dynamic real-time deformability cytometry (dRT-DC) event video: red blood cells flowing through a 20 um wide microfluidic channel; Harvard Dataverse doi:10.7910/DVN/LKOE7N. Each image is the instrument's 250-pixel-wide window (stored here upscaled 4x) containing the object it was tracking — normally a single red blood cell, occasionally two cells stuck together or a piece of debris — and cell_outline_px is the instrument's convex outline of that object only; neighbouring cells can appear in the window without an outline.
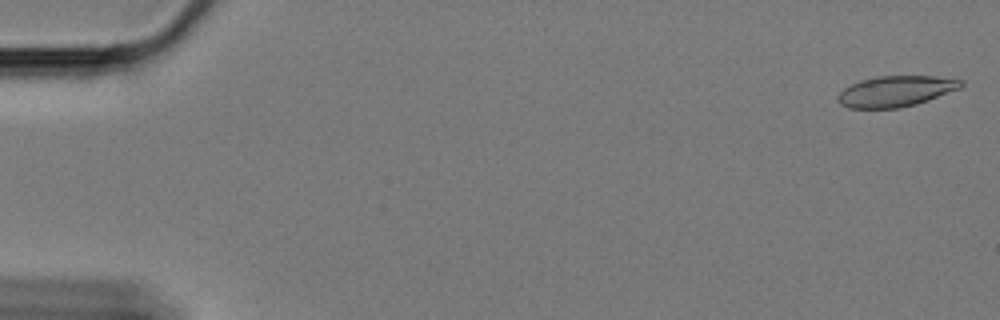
{"species": "Egyptian fruit bat (a non-hibernating species)", "species_latin": "Rousettus aegyptiacus", "temperature_condition": "cold", "stored_images_in_passage": 18, "camera_frame_rate_fps": 3000, "um_per_image_px": 0.085, "animal": {"sex": "female"}, "frame": {"image": 1, "passage_image": 2, "time_ms": 0.333, "image_size_px": [1000, 320], "cell_outline_px": [[964, 84], [960, 88], [928, 100], [916, 104], [900, 108], [848, 108], [840, 104], [836, 100], [836, 96], [844, 88], [860, 80], [876, 76], [932, 76], [964, 80]], "centroid_in_image_um": [76.11, 7.76], "position_along_channel_um": 8.9, "area_um2": 22.14}}
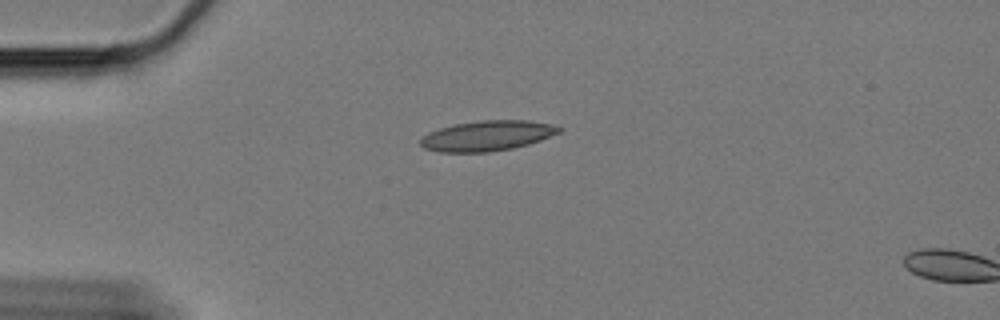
{"frame": {"image": 2, "passage_image": 16, "time_ms": 5.0, "image_size_px": [1000, 320], "cell_outline_px": [[564, 128], [560, 132], [540, 140], [528, 144], [512, 148], [488, 152], [440, 152], [424, 148], [420, 144], [420, 140], [428, 132], [440, 128], [456, 124], [480, 120], [528, 120], [552, 124]], "centroid_in_image_um": [41.43, 11.53], "position_along_channel_um": 43.6, "area_um2": 24.33}}